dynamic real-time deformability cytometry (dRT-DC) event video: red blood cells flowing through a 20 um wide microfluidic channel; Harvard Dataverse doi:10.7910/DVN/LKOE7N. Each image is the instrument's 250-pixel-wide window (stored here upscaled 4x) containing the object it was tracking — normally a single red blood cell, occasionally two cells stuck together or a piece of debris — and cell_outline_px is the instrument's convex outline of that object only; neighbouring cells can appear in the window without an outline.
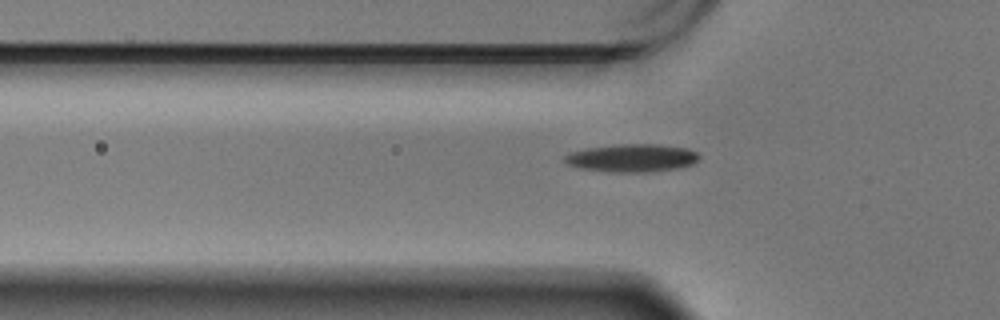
{"species": "Egyptian fruit bat (a non-hibernating species)", "species_latin": "Rousettus aegyptiacus", "temperature_condition": "warm", "stored_images_in_passage": 44, "camera_frame_rate_fps": 3000, "um_per_image_px": 0.085, "animal": {"sex": "male"}, "frame": {"image": 1, "passage_image": 4, "time_ms": 1.0, "image_size_px": [1000, 320], "cell_outline_px": [[700, 156], [692, 164], [680, 168], [648, 172], [608, 172], [580, 168], [568, 164], [564, 160], [564, 156], [568, 152], [588, 148], [620, 144], [656, 144], [684, 148], [696, 152]], "centroid_in_image_um": [53.69, 13.43], "position_along_channel_um": 72.1, "area_um2": 21.79}}
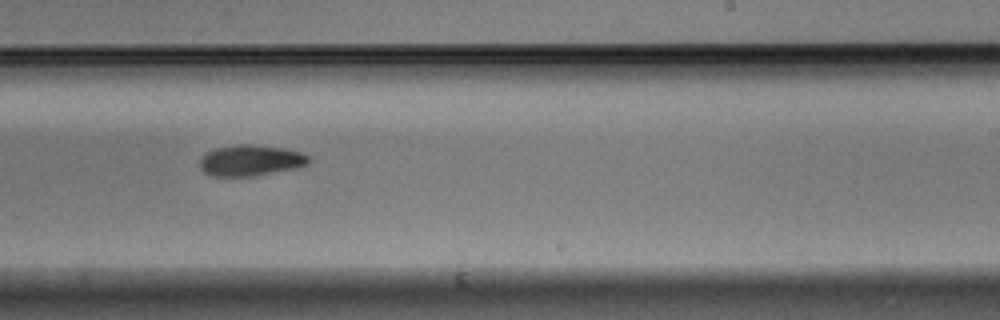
{"frame": {"image": 2, "passage_image": 21, "time_ms": 6.667, "image_size_px": [1000, 320], "cell_outline_px": [[312, 160], [308, 164], [296, 168], [252, 176], [212, 176], [204, 172], [200, 168], [200, 160], [208, 152], [216, 148], [236, 144], [252, 144], [284, 148], [300, 152], [308, 156]], "centroid_in_image_um": [21.32, 13.63], "position_along_channel_um": 267.7, "area_um2": 19.59}}
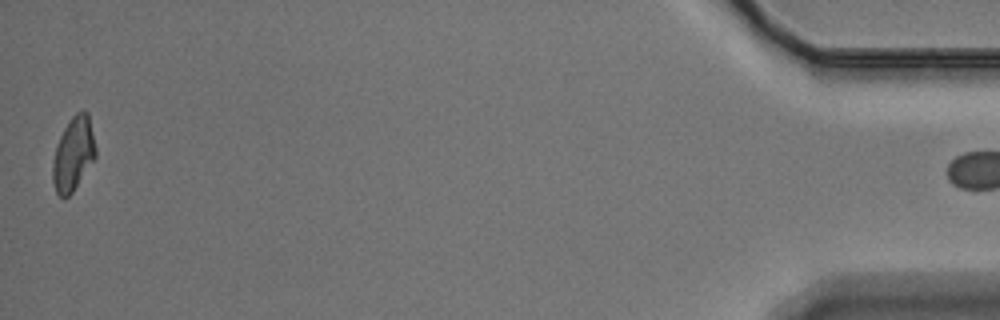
{"frame": {"image": 3, "passage_image": 43, "time_ms": 14.0, "image_size_px": [1000, 320], "cell_outline_px": [[96, 156], [72, 192], [68, 196], [60, 196], [56, 192], [52, 180], [52, 164], [56, 144], [64, 128], [72, 116], [76, 112], [84, 108], [88, 112], [96, 148]], "centroid_in_image_um": [6.23, 13.04], "position_along_channel_um": 429.0, "area_um2": 18.38}}